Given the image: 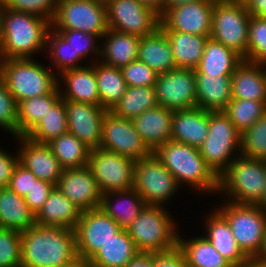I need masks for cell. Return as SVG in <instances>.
<instances>
[{
    "label": "cell",
    "mask_w": 266,
    "mask_h": 267,
    "mask_svg": "<svg viewBox=\"0 0 266 267\" xmlns=\"http://www.w3.org/2000/svg\"><path fill=\"white\" fill-rule=\"evenodd\" d=\"M243 58L211 37L207 39L202 59L195 73L207 75L232 76Z\"/></svg>",
    "instance_id": "1f68e13d"
},
{
    "label": "cell",
    "mask_w": 266,
    "mask_h": 267,
    "mask_svg": "<svg viewBox=\"0 0 266 267\" xmlns=\"http://www.w3.org/2000/svg\"><path fill=\"white\" fill-rule=\"evenodd\" d=\"M101 149L139 160L153 152L147 147L132 120L107 110L102 124Z\"/></svg>",
    "instance_id": "5bb4252c"
},
{
    "label": "cell",
    "mask_w": 266,
    "mask_h": 267,
    "mask_svg": "<svg viewBox=\"0 0 266 267\" xmlns=\"http://www.w3.org/2000/svg\"><path fill=\"white\" fill-rule=\"evenodd\" d=\"M125 267H153V253L139 252Z\"/></svg>",
    "instance_id": "9f6ffc18"
},
{
    "label": "cell",
    "mask_w": 266,
    "mask_h": 267,
    "mask_svg": "<svg viewBox=\"0 0 266 267\" xmlns=\"http://www.w3.org/2000/svg\"><path fill=\"white\" fill-rule=\"evenodd\" d=\"M153 267H188L183 250L175 248L153 253Z\"/></svg>",
    "instance_id": "f5cc1de1"
},
{
    "label": "cell",
    "mask_w": 266,
    "mask_h": 267,
    "mask_svg": "<svg viewBox=\"0 0 266 267\" xmlns=\"http://www.w3.org/2000/svg\"><path fill=\"white\" fill-rule=\"evenodd\" d=\"M19 162V155L13 157L0 149V187H8L12 173Z\"/></svg>",
    "instance_id": "db71d44e"
},
{
    "label": "cell",
    "mask_w": 266,
    "mask_h": 267,
    "mask_svg": "<svg viewBox=\"0 0 266 267\" xmlns=\"http://www.w3.org/2000/svg\"><path fill=\"white\" fill-rule=\"evenodd\" d=\"M23 143L18 153L19 163L30 170L39 180L55 186L62 174V167L47 143H38L26 136H17Z\"/></svg>",
    "instance_id": "ffe728a7"
},
{
    "label": "cell",
    "mask_w": 266,
    "mask_h": 267,
    "mask_svg": "<svg viewBox=\"0 0 266 267\" xmlns=\"http://www.w3.org/2000/svg\"><path fill=\"white\" fill-rule=\"evenodd\" d=\"M59 86L50 94L25 99L17 104L18 136H26L61 99Z\"/></svg>",
    "instance_id": "e575fe53"
},
{
    "label": "cell",
    "mask_w": 266,
    "mask_h": 267,
    "mask_svg": "<svg viewBox=\"0 0 266 267\" xmlns=\"http://www.w3.org/2000/svg\"><path fill=\"white\" fill-rule=\"evenodd\" d=\"M220 208L217 211L229 223L243 253L248 258L257 257L266 233V212L258 205L237 204L231 200Z\"/></svg>",
    "instance_id": "52a82bcc"
},
{
    "label": "cell",
    "mask_w": 266,
    "mask_h": 267,
    "mask_svg": "<svg viewBox=\"0 0 266 267\" xmlns=\"http://www.w3.org/2000/svg\"><path fill=\"white\" fill-rule=\"evenodd\" d=\"M197 107L206 111H224L232 99L231 76L195 73Z\"/></svg>",
    "instance_id": "cb8c5ba5"
},
{
    "label": "cell",
    "mask_w": 266,
    "mask_h": 267,
    "mask_svg": "<svg viewBox=\"0 0 266 267\" xmlns=\"http://www.w3.org/2000/svg\"><path fill=\"white\" fill-rule=\"evenodd\" d=\"M61 267H91L89 261L78 258L76 261H73L67 265Z\"/></svg>",
    "instance_id": "94428289"
},
{
    "label": "cell",
    "mask_w": 266,
    "mask_h": 267,
    "mask_svg": "<svg viewBox=\"0 0 266 267\" xmlns=\"http://www.w3.org/2000/svg\"><path fill=\"white\" fill-rule=\"evenodd\" d=\"M213 0H196L167 10L160 17L163 31L211 37Z\"/></svg>",
    "instance_id": "e0dca14e"
},
{
    "label": "cell",
    "mask_w": 266,
    "mask_h": 267,
    "mask_svg": "<svg viewBox=\"0 0 266 267\" xmlns=\"http://www.w3.org/2000/svg\"><path fill=\"white\" fill-rule=\"evenodd\" d=\"M153 154L172 173L178 185L184 181L202 192L219 190V178L206 165L199 148L169 140Z\"/></svg>",
    "instance_id": "3957f363"
},
{
    "label": "cell",
    "mask_w": 266,
    "mask_h": 267,
    "mask_svg": "<svg viewBox=\"0 0 266 267\" xmlns=\"http://www.w3.org/2000/svg\"><path fill=\"white\" fill-rule=\"evenodd\" d=\"M259 207H261L266 212V183H265V191L262 196V200L258 204Z\"/></svg>",
    "instance_id": "be15d7a7"
},
{
    "label": "cell",
    "mask_w": 266,
    "mask_h": 267,
    "mask_svg": "<svg viewBox=\"0 0 266 267\" xmlns=\"http://www.w3.org/2000/svg\"><path fill=\"white\" fill-rule=\"evenodd\" d=\"M68 132L67 113L64 99H60L26 135L38 143H49Z\"/></svg>",
    "instance_id": "ab89813d"
},
{
    "label": "cell",
    "mask_w": 266,
    "mask_h": 267,
    "mask_svg": "<svg viewBox=\"0 0 266 267\" xmlns=\"http://www.w3.org/2000/svg\"><path fill=\"white\" fill-rule=\"evenodd\" d=\"M120 69L127 86H155L158 74L138 59Z\"/></svg>",
    "instance_id": "c3c4849f"
},
{
    "label": "cell",
    "mask_w": 266,
    "mask_h": 267,
    "mask_svg": "<svg viewBox=\"0 0 266 267\" xmlns=\"http://www.w3.org/2000/svg\"><path fill=\"white\" fill-rule=\"evenodd\" d=\"M157 104L171 111L197 107L194 69L177 68L157 76Z\"/></svg>",
    "instance_id": "2e32d148"
},
{
    "label": "cell",
    "mask_w": 266,
    "mask_h": 267,
    "mask_svg": "<svg viewBox=\"0 0 266 267\" xmlns=\"http://www.w3.org/2000/svg\"><path fill=\"white\" fill-rule=\"evenodd\" d=\"M245 6L251 16L266 18V0H246Z\"/></svg>",
    "instance_id": "11a10c76"
},
{
    "label": "cell",
    "mask_w": 266,
    "mask_h": 267,
    "mask_svg": "<svg viewBox=\"0 0 266 267\" xmlns=\"http://www.w3.org/2000/svg\"><path fill=\"white\" fill-rule=\"evenodd\" d=\"M81 211L55 186L49 193L43 207L35 215V222L42 226L70 228L75 227Z\"/></svg>",
    "instance_id": "d4e9b609"
},
{
    "label": "cell",
    "mask_w": 266,
    "mask_h": 267,
    "mask_svg": "<svg viewBox=\"0 0 266 267\" xmlns=\"http://www.w3.org/2000/svg\"><path fill=\"white\" fill-rule=\"evenodd\" d=\"M208 130L209 111L199 107L174 111L170 140L199 148L204 143Z\"/></svg>",
    "instance_id": "44dd1931"
},
{
    "label": "cell",
    "mask_w": 266,
    "mask_h": 267,
    "mask_svg": "<svg viewBox=\"0 0 266 267\" xmlns=\"http://www.w3.org/2000/svg\"><path fill=\"white\" fill-rule=\"evenodd\" d=\"M56 187L81 212L100 208L102 193L88 166L63 170Z\"/></svg>",
    "instance_id": "d6986e66"
},
{
    "label": "cell",
    "mask_w": 266,
    "mask_h": 267,
    "mask_svg": "<svg viewBox=\"0 0 266 267\" xmlns=\"http://www.w3.org/2000/svg\"><path fill=\"white\" fill-rule=\"evenodd\" d=\"M95 69L97 90L100 96V106L107 110L120 100L127 89L122 71L118 67H112L100 62L92 65Z\"/></svg>",
    "instance_id": "d590c367"
},
{
    "label": "cell",
    "mask_w": 266,
    "mask_h": 267,
    "mask_svg": "<svg viewBox=\"0 0 266 267\" xmlns=\"http://www.w3.org/2000/svg\"><path fill=\"white\" fill-rule=\"evenodd\" d=\"M50 21L33 13L0 7V60L22 59L46 48Z\"/></svg>",
    "instance_id": "7a4b0ae2"
},
{
    "label": "cell",
    "mask_w": 266,
    "mask_h": 267,
    "mask_svg": "<svg viewBox=\"0 0 266 267\" xmlns=\"http://www.w3.org/2000/svg\"><path fill=\"white\" fill-rule=\"evenodd\" d=\"M261 267H266V258H255Z\"/></svg>",
    "instance_id": "03108f58"
},
{
    "label": "cell",
    "mask_w": 266,
    "mask_h": 267,
    "mask_svg": "<svg viewBox=\"0 0 266 267\" xmlns=\"http://www.w3.org/2000/svg\"><path fill=\"white\" fill-rule=\"evenodd\" d=\"M68 132L75 135L90 150L100 148L102 124L107 109L91 103L64 100Z\"/></svg>",
    "instance_id": "ac0fdd59"
},
{
    "label": "cell",
    "mask_w": 266,
    "mask_h": 267,
    "mask_svg": "<svg viewBox=\"0 0 266 267\" xmlns=\"http://www.w3.org/2000/svg\"><path fill=\"white\" fill-rule=\"evenodd\" d=\"M0 267H21V232L0 228Z\"/></svg>",
    "instance_id": "f6af8a7d"
},
{
    "label": "cell",
    "mask_w": 266,
    "mask_h": 267,
    "mask_svg": "<svg viewBox=\"0 0 266 267\" xmlns=\"http://www.w3.org/2000/svg\"><path fill=\"white\" fill-rule=\"evenodd\" d=\"M250 17L245 3L215 2L211 38L235 51L243 60H247Z\"/></svg>",
    "instance_id": "30bf717a"
},
{
    "label": "cell",
    "mask_w": 266,
    "mask_h": 267,
    "mask_svg": "<svg viewBox=\"0 0 266 267\" xmlns=\"http://www.w3.org/2000/svg\"><path fill=\"white\" fill-rule=\"evenodd\" d=\"M134 240L126 229L113 236L89 260L91 267H125L137 254Z\"/></svg>",
    "instance_id": "d6a6232c"
},
{
    "label": "cell",
    "mask_w": 266,
    "mask_h": 267,
    "mask_svg": "<svg viewBox=\"0 0 266 267\" xmlns=\"http://www.w3.org/2000/svg\"><path fill=\"white\" fill-rule=\"evenodd\" d=\"M1 4L11 10L33 13L51 22L58 0H0Z\"/></svg>",
    "instance_id": "7dc6e473"
},
{
    "label": "cell",
    "mask_w": 266,
    "mask_h": 267,
    "mask_svg": "<svg viewBox=\"0 0 266 267\" xmlns=\"http://www.w3.org/2000/svg\"><path fill=\"white\" fill-rule=\"evenodd\" d=\"M114 196L121 198L120 201H116V204L112 201ZM145 205L142 197L131 188L102 194L100 209L112 217L122 229H127Z\"/></svg>",
    "instance_id": "4dcf8cb0"
},
{
    "label": "cell",
    "mask_w": 266,
    "mask_h": 267,
    "mask_svg": "<svg viewBox=\"0 0 266 267\" xmlns=\"http://www.w3.org/2000/svg\"><path fill=\"white\" fill-rule=\"evenodd\" d=\"M255 258H266V233L264 236L263 246L257 257Z\"/></svg>",
    "instance_id": "6125c7cd"
},
{
    "label": "cell",
    "mask_w": 266,
    "mask_h": 267,
    "mask_svg": "<svg viewBox=\"0 0 266 267\" xmlns=\"http://www.w3.org/2000/svg\"><path fill=\"white\" fill-rule=\"evenodd\" d=\"M174 111L157 105L132 120L147 147L154 152L171 139V124Z\"/></svg>",
    "instance_id": "603a6c76"
},
{
    "label": "cell",
    "mask_w": 266,
    "mask_h": 267,
    "mask_svg": "<svg viewBox=\"0 0 266 267\" xmlns=\"http://www.w3.org/2000/svg\"><path fill=\"white\" fill-rule=\"evenodd\" d=\"M47 144L63 170L87 166L90 149L70 132L54 138Z\"/></svg>",
    "instance_id": "f35d334b"
},
{
    "label": "cell",
    "mask_w": 266,
    "mask_h": 267,
    "mask_svg": "<svg viewBox=\"0 0 266 267\" xmlns=\"http://www.w3.org/2000/svg\"><path fill=\"white\" fill-rule=\"evenodd\" d=\"M35 224V214L29 209L24 197L9 187H1L0 228L23 232Z\"/></svg>",
    "instance_id": "f1b7e54d"
},
{
    "label": "cell",
    "mask_w": 266,
    "mask_h": 267,
    "mask_svg": "<svg viewBox=\"0 0 266 267\" xmlns=\"http://www.w3.org/2000/svg\"><path fill=\"white\" fill-rule=\"evenodd\" d=\"M240 153L266 161V114L241 134Z\"/></svg>",
    "instance_id": "7bdbcfd3"
},
{
    "label": "cell",
    "mask_w": 266,
    "mask_h": 267,
    "mask_svg": "<svg viewBox=\"0 0 266 267\" xmlns=\"http://www.w3.org/2000/svg\"><path fill=\"white\" fill-rule=\"evenodd\" d=\"M50 24L53 29L80 30L103 39L109 30L105 0H58Z\"/></svg>",
    "instance_id": "9c48e42d"
},
{
    "label": "cell",
    "mask_w": 266,
    "mask_h": 267,
    "mask_svg": "<svg viewBox=\"0 0 266 267\" xmlns=\"http://www.w3.org/2000/svg\"><path fill=\"white\" fill-rule=\"evenodd\" d=\"M105 4L110 29L143 37L160 27V15L138 0H105Z\"/></svg>",
    "instance_id": "4fadbf2b"
},
{
    "label": "cell",
    "mask_w": 266,
    "mask_h": 267,
    "mask_svg": "<svg viewBox=\"0 0 266 267\" xmlns=\"http://www.w3.org/2000/svg\"><path fill=\"white\" fill-rule=\"evenodd\" d=\"M122 228L100 208L81 212L75 227L79 258L89 261Z\"/></svg>",
    "instance_id": "9a60e30c"
},
{
    "label": "cell",
    "mask_w": 266,
    "mask_h": 267,
    "mask_svg": "<svg viewBox=\"0 0 266 267\" xmlns=\"http://www.w3.org/2000/svg\"><path fill=\"white\" fill-rule=\"evenodd\" d=\"M178 246L185 254L188 267H232L206 237L187 241L178 235Z\"/></svg>",
    "instance_id": "8d00e7d4"
},
{
    "label": "cell",
    "mask_w": 266,
    "mask_h": 267,
    "mask_svg": "<svg viewBox=\"0 0 266 267\" xmlns=\"http://www.w3.org/2000/svg\"><path fill=\"white\" fill-rule=\"evenodd\" d=\"M157 105L154 87L127 86L124 95L110 111L116 116L133 120L143 112Z\"/></svg>",
    "instance_id": "74e56055"
},
{
    "label": "cell",
    "mask_w": 266,
    "mask_h": 267,
    "mask_svg": "<svg viewBox=\"0 0 266 267\" xmlns=\"http://www.w3.org/2000/svg\"><path fill=\"white\" fill-rule=\"evenodd\" d=\"M104 37L107 40L100 50L102 63L122 68L137 59L140 37L110 28Z\"/></svg>",
    "instance_id": "83f0119b"
},
{
    "label": "cell",
    "mask_w": 266,
    "mask_h": 267,
    "mask_svg": "<svg viewBox=\"0 0 266 267\" xmlns=\"http://www.w3.org/2000/svg\"><path fill=\"white\" fill-rule=\"evenodd\" d=\"M58 31L66 40H68L74 50V56H80L85 58L88 53L96 51L100 56V48L94 45V39L100 38L97 35L86 33L80 30L73 29H54Z\"/></svg>",
    "instance_id": "681fc988"
},
{
    "label": "cell",
    "mask_w": 266,
    "mask_h": 267,
    "mask_svg": "<svg viewBox=\"0 0 266 267\" xmlns=\"http://www.w3.org/2000/svg\"><path fill=\"white\" fill-rule=\"evenodd\" d=\"M219 177V191L233 203L258 205L266 183V161L237 155Z\"/></svg>",
    "instance_id": "277c9868"
},
{
    "label": "cell",
    "mask_w": 266,
    "mask_h": 267,
    "mask_svg": "<svg viewBox=\"0 0 266 267\" xmlns=\"http://www.w3.org/2000/svg\"><path fill=\"white\" fill-rule=\"evenodd\" d=\"M212 213L206 221L208 236L205 237L232 265L246 261L248 257L238 246L227 220L216 209Z\"/></svg>",
    "instance_id": "f546056e"
},
{
    "label": "cell",
    "mask_w": 266,
    "mask_h": 267,
    "mask_svg": "<svg viewBox=\"0 0 266 267\" xmlns=\"http://www.w3.org/2000/svg\"><path fill=\"white\" fill-rule=\"evenodd\" d=\"M247 61L266 64V18L250 17Z\"/></svg>",
    "instance_id": "ee69618b"
},
{
    "label": "cell",
    "mask_w": 266,
    "mask_h": 267,
    "mask_svg": "<svg viewBox=\"0 0 266 267\" xmlns=\"http://www.w3.org/2000/svg\"><path fill=\"white\" fill-rule=\"evenodd\" d=\"M46 47L49 49L54 66L56 65L55 68L57 67V70H60L59 73L82 67L76 64L81 58L80 56H74V50L70 42L52 28L47 33Z\"/></svg>",
    "instance_id": "b9f144b4"
},
{
    "label": "cell",
    "mask_w": 266,
    "mask_h": 267,
    "mask_svg": "<svg viewBox=\"0 0 266 267\" xmlns=\"http://www.w3.org/2000/svg\"><path fill=\"white\" fill-rule=\"evenodd\" d=\"M223 112L242 134L266 114V101L231 99Z\"/></svg>",
    "instance_id": "60d3db41"
},
{
    "label": "cell",
    "mask_w": 266,
    "mask_h": 267,
    "mask_svg": "<svg viewBox=\"0 0 266 267\" xmlns=\"http://www.w3.org/2000/svg\"><path fill=\"white\" fill-rule=\"evenodd\" d=\"M174 56L177 68L196 69L202 59L208 37L164 31Z\"/></svg>",
    "instance_id": "836d02e7"
},
{
    "label": "cell",
    "mask_w": 266,
    "mask_h": 267,
    "mask_svg": "<svg viewBox=\"0 0 266 267\" xmlns=\"http://www.w3.org/2000/svg\"><path fill=\"white\" fill-rule=\"evenodd\" d=\"M144 6H147L157 12L160 17L163 15L164 0H138Z\"/></svg>",
    "instance_id": "6f0895ef"
},
{
    "label": "cell",
    "mask_w": 266,
    "mask_h": 267,
    "mask_svg": "<svg viewBox=\"0 0 266 267\" xmlns=\"http://www.w3.org/2000/svg\"><path fill=\"white\" fill-rule=\"evenodd\" d=\"M178 187L175 177L153 153L135 161L133 189L146 205L163 206Z\"/></svg>",
    "instance_id": "8fae6325"
},
{
    "label": "cell",
    "mask_w": 266,
    "mask_h": 267,
    "mask_svg": "<svg viewBox=\"0 0 266 267\" xmlns=\"http://www.w3.org/2000/svg\"><path fill=\"white\" fill-rule=\"evenodd\" d=\"M232 267H261L255 258H248L246 261L232 265Z\"/></svg>",
    "instance_id": "91938a15"
},
{
    "label": "cell",
    "mask_w": 266,
    "mask_h": 267,
    "mask_svg": "<svg viewBox=\"0 0 266 267\" xmlns=\"http://www.w3.org/2000/svg\"><path fill=\"white\" fill-rule=\"evenodd\" d=\"M78 258L73 229L35 224L21 232V267H61Z\"/></svg>",
    "instance_id": "6da1fadb"
},
{
    "label": "cell",
    "mask_w": 266,
    "mask_h": 267,
    "mask_svg": "<svg viewBox=\"0 0 266 267\" xmlns=\"http://www.w3.org/2000/svg\"><path fill=\"white\" fill-rule=\"evenodd\" d=\"M217 3H242V0H213Z\"/></svg>",
    "instance_id": "e7e4bbea"
},
{
    "label": "cell",
    "mask_w": 266,
    "mask_h": 267,
    "mask_svg": "<svg viewBox=\"0 0 266 267\" xmlns=\"http://www.w3.org/2000/svg\"><path fill=\"white\" fill-rule=\"evenodd\" d=\"M126 230L139 252H163L178 245L174 222L161 205H145Z\"/></svg>",
    "instance_id": "8992f818"
},
{
    "label": "cell",
    "mask_w": 266,
    "mask_h": 267,
    "mask_svg": "<svg viewBox=\"0 0 266 267\" xmlns=\"http://www.w3.org/2000/svg\"><path fill=\"white\" fill-rule=\"evenodd\" d=\"M265 66L243 60L231 76L232 99L266 101Z\"/></svg>",
    "instance_id": "7402d4cb"
},
{
    "label": "cell",
    "mask_w": 266,
    "mask_h": 267,
    "mask_svg": "<svg viewBox=\"0 0 266 267\" xmlns=\"http://www.w3.org/2000/svg\"><path fill=\"white\" fill-rule=\"evenodd\" d=\"M39 179L19 162L15 166L9 188L19 196L24 197Z\"/></svg>",
    "instance_id": "f907efd6"
},
{
    "label": "cell",
    "mask_w": 266,
    "mask_h": 267,
    "mask_svg": "<svg viewBox=\"0 0 266 267\" xmlns=\"http://www.w3.org/2000/svg\"><path fill=\"white\" fill-rule=\"evenodd\" d=\"M193 1H196V0H164L163 14L170 8H173L179 5H184L186 3L193 2Z\"/></svg>",
    "instance_id": "680465c9"
},
{
    "label": "cell",
    "mask_w": 266,
    "mask_h": 267,
    "mask_svg": "<svg viewBox=\"0 0 266 267\" xmlns=\"http://www.w3.org/2000/svg\"><path fill=\"white\" fill-rule=\"evenodd\" d=\"M137 59L158 75L177 69L169 39L160 27L154 33L140 37Z\"/></svg>",
    "instance_id": "484cf974"
},
{
    "label": "cell",
    "mask_w": 266,
    "mask_h": 267,
    "mask_svg": "<svg viewBox=\"0 0 266 267\" xmlns=\"http://www.w3.org/2000/svg\"><path fill=\"white\" fill-rule=\"evenodd\" d=\"M60 75H62L63 80L65 79V87L67 88L65 92L60 93L62 99L100 105L95 69L92 65L69 69Z\"/></svg>",
    "instance_id": "4316f807"
},
{
    "label": "cell",
    "mask_w": 266,
    "mask_h": 267,
    "mask_svg": "<svg viewBox=\"0 0 266 267\" xmlns=\"http://www.w3.org/2000/svg\"><path fill=\"white\" fill-rule=\"evenodd\" d=\"M235 148H241V133L223 111H209L208 135L199 151L218 178L234 160L231 155Z\"/></svg>",
    "instance_id": "ba28073f"
},
{
    "label": "cell",
    "mask_w": 266,
    "mask_h": 267,
    "mask_svg": "<svg viewBox=\"0 0 266 267\" xmlns=\"http://www.w3.org/2000/svg\"><path fill=\"white\" fill-rule=\"evenodd\" d=\"M55 187L54 184L45 181L38 180L35 182L33 188L24 196V199L29 206V209L36 215L43 207L49 193Z\"/></svg>",
    "instance_id": "816d5d0a"
},
{
    "label": "cell",
    "mask_w": 266,
    "mask_h": 267,
    "mask_svg": "<svg viewBox=\"0 0 266 267\" xmlns=\"http://www.w3.org/2000/svg\"><path fill=\"white\" fill-rule=\"evenodd\" d=\"M0 127L18 136L17 102L9 92L8 87L0 75Z\"/></svg>",
    "instance_id": "bcb514c9"
},
{
    "label": "cell",
    "mask_w": 266,
    "mask_h": 267,
    "mask_svg": "<svg viewBox=\"0 0 266 267\" xmlns=\"http://www.w3.org/2000/svg\"><path fill=\"white\" fill-rule=\"evenodd\" d=\"M135 160L101 148L90 150L88 168L102 194L133 188Z\"/></svg>",
    "instance_id": "7c38bea8"
},
{
    "label": "cell",
    "mask_w": 266,
    "mask_h": 267,
    "mask_svg": "<svg viewBox=\"0 0 266 267\" xmlns=\"http://www.w3.org/2000/svg\"><path fill=\"white\" fill-rule=\"evenodd\" d=\"M0 75L17 104L28 98L50 94L59 85L55 74L32 58L0 60Z\"/></svg>",
    "instance_id": "5b68a950"
}]
</instances>
